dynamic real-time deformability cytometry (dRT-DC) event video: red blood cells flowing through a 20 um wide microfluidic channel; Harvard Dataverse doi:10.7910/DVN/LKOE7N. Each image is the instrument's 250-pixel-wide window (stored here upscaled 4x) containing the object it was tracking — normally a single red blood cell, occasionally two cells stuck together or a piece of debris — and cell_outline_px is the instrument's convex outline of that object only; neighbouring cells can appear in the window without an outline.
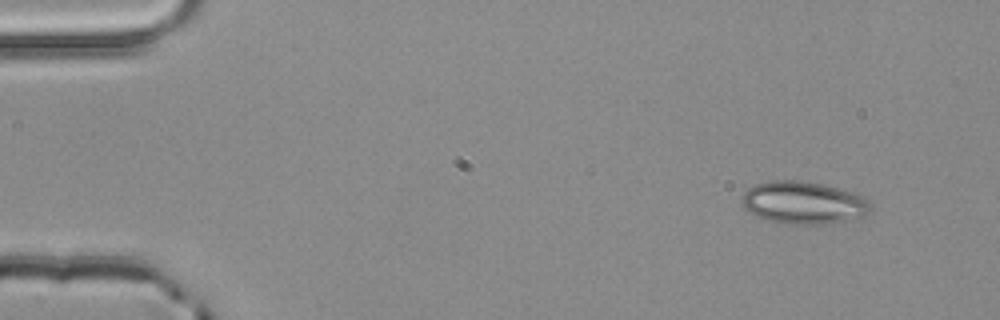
{"species": "common noctule bat (a hibernating species)", "species_latin": "Nyctalus noctula", "temperature_condition": "room temperature", "stored_images_in_passage": 2, "camera_frame_rate_fps": 3000, "um_per_image_px": 0.085, "animal": {"sex": "male", "body_mass_g": 20.4}, "frame": {"image": 1, "passage_image": 1, "time_ms": 0.0, "image_size_px": [1000, 320], "cell_outline_px": [[872, 208], [864, 216], [844, 220], [816, 224], [784, 224], [768, 220], [744, 208], [740, 200], [744, 192], [748, 188], [756, 184], [772, 180], [800, 180], [824, 184], [856, 192], [868, 200], [872, 204]], "centroid_in_image_um": [68.31, 17.2], "position_along_channel_um": 16.7, "area_um2": 31.91}}